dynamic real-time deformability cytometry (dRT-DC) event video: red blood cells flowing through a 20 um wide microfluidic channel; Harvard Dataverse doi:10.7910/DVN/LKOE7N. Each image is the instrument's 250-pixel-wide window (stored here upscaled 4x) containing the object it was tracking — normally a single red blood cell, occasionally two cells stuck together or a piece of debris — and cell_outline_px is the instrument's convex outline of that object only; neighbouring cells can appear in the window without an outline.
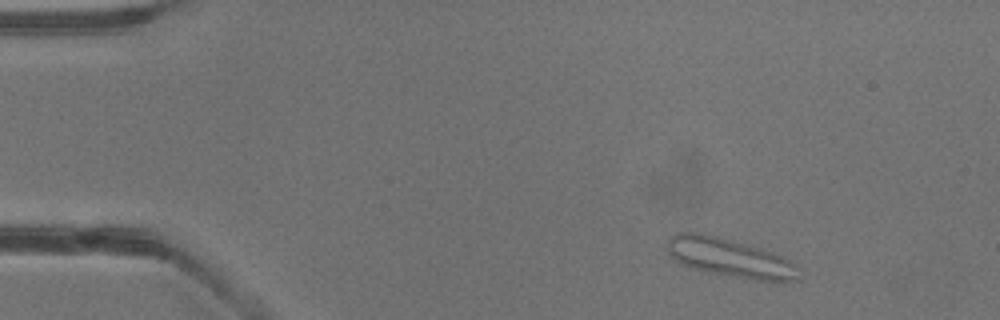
{"species": "common noctule bat (a hibernating species)", "species_latin": "Nyctalus noctula", "temperature_condition": "warm", "stored_images_in_passage": 3, "camera_frame_rate_fps": 3000, "um_per_image_px": 0.085, "animal": {"sex": "male", "body_mass_g": 13.3}, "frame": {"image": 1, "passage_image": 1, "time_ms": 0.0, "image_size_px": [1000, 320], "cell_outline_px": [[796, 280], [760, 280], [692, 268], [680, 264], [668, 252], [668, 240], [676, 232], [700, 232], [760, 248], [772, 252], [788, 260], [796, 268]], "centroid_in_image_um": [61.94, 21.87], "position_along_channel_um": 23.1, "area_um2": 28.44}}
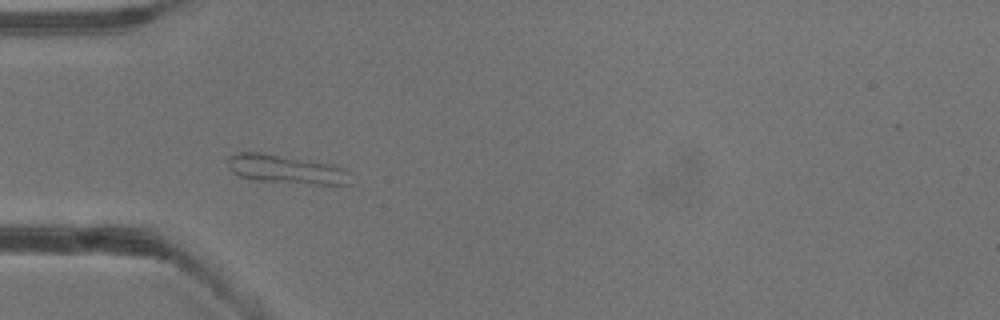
{"frame": {"image": 2, "passage_image": 3, "time_ms": 2.333, "image_size_px": [1000, 320], "cell_outline_px": [[352, 184], [316, 184], [252, 180], [240, 176], [232, 172], [228, 168], [228, 156], [240, 152], [260, 152], [332, 164], [344, 168], [352, 172]], "centroid_in_image_um": [24.36, 14.39], "position_along_channel_um": 60.6, "area_um2": 20.69}}